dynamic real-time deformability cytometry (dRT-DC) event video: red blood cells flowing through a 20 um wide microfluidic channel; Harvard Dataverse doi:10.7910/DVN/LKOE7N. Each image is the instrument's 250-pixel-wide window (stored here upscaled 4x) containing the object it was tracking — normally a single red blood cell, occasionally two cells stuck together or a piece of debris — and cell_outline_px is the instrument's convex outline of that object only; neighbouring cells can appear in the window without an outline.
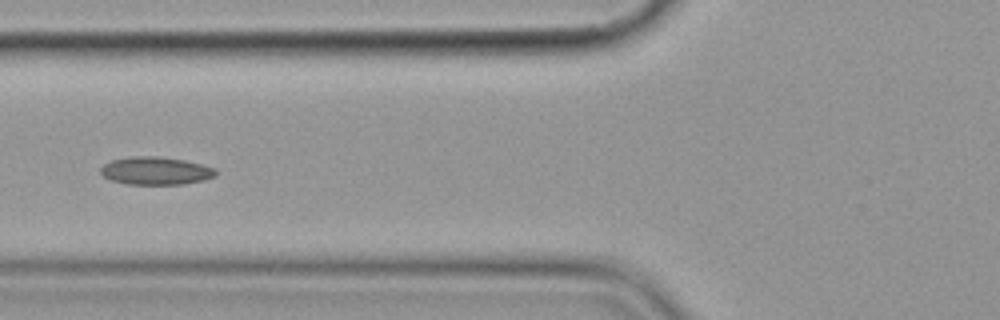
{"species": "common noctule bat (a hibernating species)", "species_latin": "Nyctalus noctula", "temperature_condition": "cold", "stored_images_in_passage": 9, "camera_frame_rate_fps": 3000, "um_per_image_px": 0.085, "animal": {"sex": "female", "body_mass_g": 19.9}, "frame": {"image": 1, "passage_image": 6, "time_ms": 6.667, "image_size_px": [1000, 320], "cell_outline_px": [[216, 176], [204, 180], [184, 184], [128, 184], [112, 180], [104, 176], [100, 172], [100, 168], [104, 164], [112, 160], [128, 156], [156, 156], [184, 160], [216, 168]], "centroid_in_image_um": [13.24, 14.51], "position_along_channel_um": 112.6, "area_um2": 18.67}}
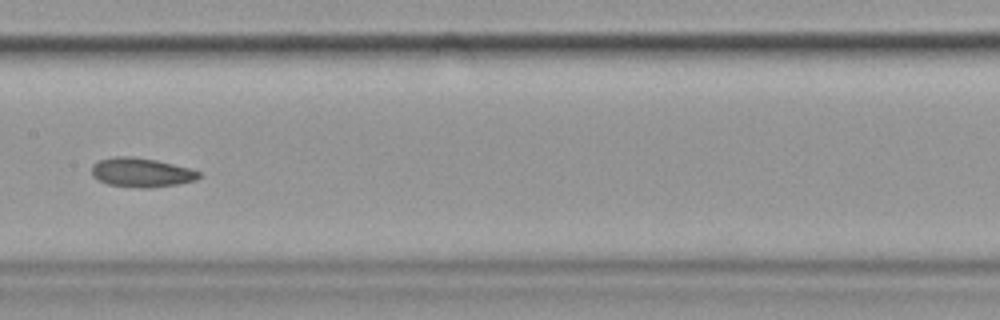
{"frame": {"image": 2, "passage_image": 8, "time_ms": 9.0, "image_size_px": [1000, 320], "cell_outline_px": [[200, 176], [196, 180], [176, 184], [148, 188], [140, 188], [108, 184], [92, 176], [92, 164], [100, 160], [116, 156], [132, 156], [156, 160], [188, 168], [200, 172]], "centroid_in_image_um": [11.99, 14.66], "position_along_channel_um": 195.4, "area_um2": 18.03}}
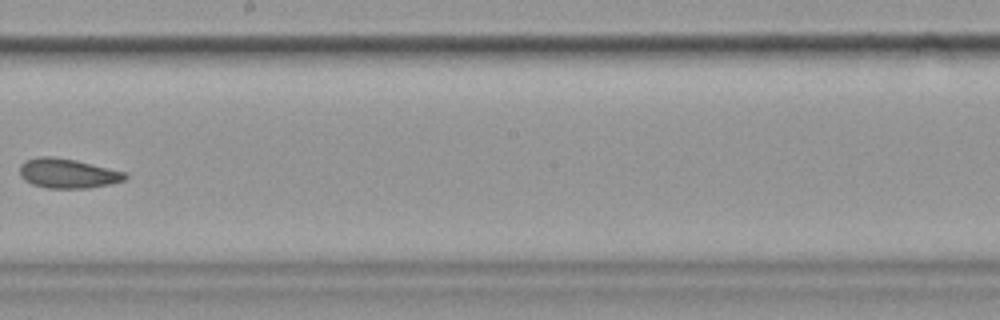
{"frame": {"image": 3, "passage_image": 9, "time_ms": 10.333, "image_size_px": [1000, 320], "cell_outline_px": [[128, 176], [124, 180], [112, 184], [88, 188], [48, 188], [32, 184], [24, 180], [20, 176], [20, 164], [24, 160], [40, 156], [52, 156], [76, 160], [124, 172]], "centroid_in_image_um": [5.72, 14.73], "position_along_channel_um": 242.5, "area_um2": 18.21}}